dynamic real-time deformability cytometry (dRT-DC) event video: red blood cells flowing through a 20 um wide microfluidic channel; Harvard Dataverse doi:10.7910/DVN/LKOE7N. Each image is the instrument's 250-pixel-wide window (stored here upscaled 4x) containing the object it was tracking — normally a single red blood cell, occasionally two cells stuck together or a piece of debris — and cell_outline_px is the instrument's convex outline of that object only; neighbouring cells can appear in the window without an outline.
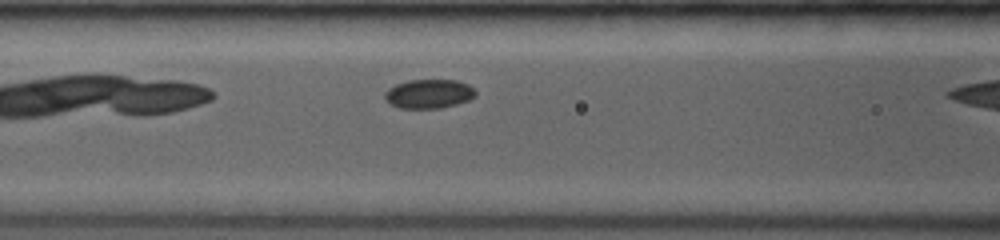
{"species": "common noctule bat (a hibernating species)", "species_latin": "Nyctalus noctula", "temperature_condition": "room temperature", "stored_images_in_passage": 22, "camera_frame_rate_fps": 3500, "um_per_image_px": 0.085, "animal": {"sex": "female", "body_mass_g": 19.0, "forearm_length_mm": 53.3}, "frame": {"image": 1, "passage_image": 10, "time_ms": 2.571, "image_size_px": [1000, 240], "cell_outline_px": [[476, 96], [468, 100], [456, 104], [440, 108], [400, 108], [388, 104], [384, 100], [384, 92], [388, 88], [396, 84], [408, 80], [456, 80], [468, 84], [476, 92]], "centroid_in_image_um": [36.41, 7.98], "position_along_channel_um": 130.2, "area_um2": 15.49}}